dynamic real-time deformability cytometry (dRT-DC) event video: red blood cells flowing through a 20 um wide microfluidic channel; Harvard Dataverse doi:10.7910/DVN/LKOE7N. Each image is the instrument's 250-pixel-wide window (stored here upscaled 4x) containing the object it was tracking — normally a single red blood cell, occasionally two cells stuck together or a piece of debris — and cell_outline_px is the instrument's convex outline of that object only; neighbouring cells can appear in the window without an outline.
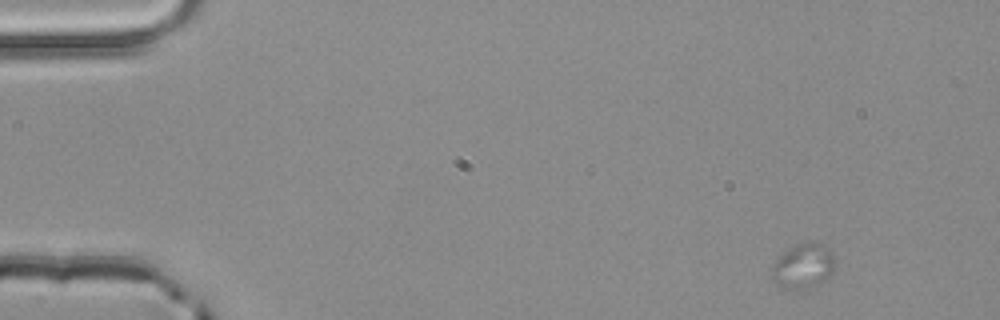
{"species": "common noctule bat (a hibernating species)", "species_latin": "Nyctalus noctula", "temperature_condition": "room temperature", "stored_images_in_passage": 4, "camera_frame_rate_fps": 3000, "um_per_image_px": 0.085, "animal": {"sex": "male", "body_mass_g": 20.4}, "frame": {"image": 1, "passage_image": 1, "time_ms": 0.0, "image_size_px": [1000, 320], "cell_outline_px": [[836, 268], [832, 276], [824, 280], [804, 288], [784, 288], [772, 276], [772, 268], [776, 260], [784, 252], [796, 244], [804, 240], [812, 240], [824, 244], [828, 248], [836, 264]], "centroid_in_image_um": [68.34, 22.54], "position_along_channel_um": 16.7, "area_um2": 16.36}}